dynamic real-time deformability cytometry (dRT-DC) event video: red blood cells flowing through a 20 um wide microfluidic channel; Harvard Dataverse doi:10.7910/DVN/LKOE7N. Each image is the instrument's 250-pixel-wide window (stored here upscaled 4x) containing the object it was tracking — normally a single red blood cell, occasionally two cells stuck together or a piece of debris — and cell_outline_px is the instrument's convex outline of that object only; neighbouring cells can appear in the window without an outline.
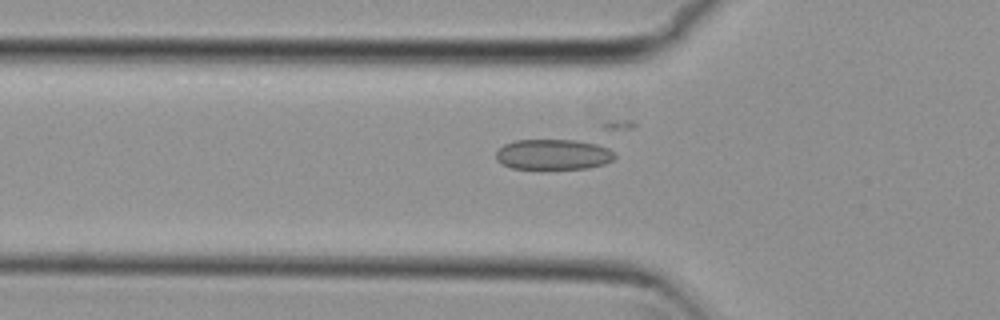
{"species": "common noctule bat (a hibernating species)", "species_latin": "Nyctalus noctula", "temperature_condition": "cold", "stored_images_in_passage": 55, "camera_frame_rate_fps": 3000, "um_per_image_px": 0.085, "animal": {"sex": "female", "body_mass_g": 29.2, "forearm_length_mm": 56.3}, "frame": {"image": 1, "passage_image": 18, "time_ms": 5.667, "image_size_px": [1000, 320], "cell_outline_px": [[616, 156], [612, 160], [604, 164], [588, 168], [512, 168], [500, 164], [496, 160], [496, 152], [504, 144], [516, 140], [576, 140], [596, 144], [608, 148]], "centroid_in_image_um": [47.0, 13.12], "position_along_channel_um": 78.8, "area_um2": 20.92}}
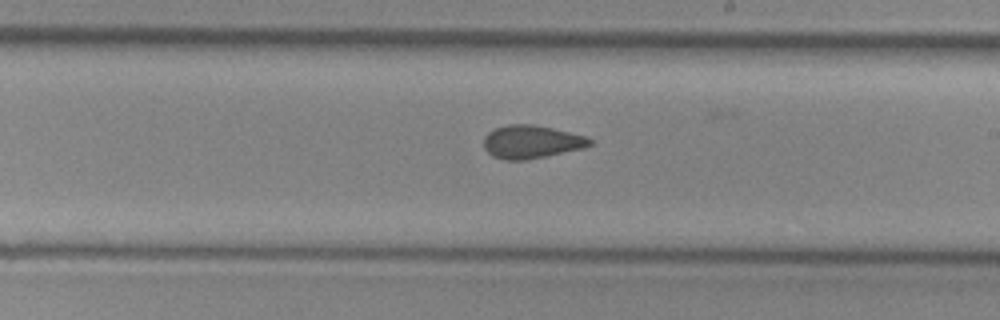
{"frame": {"image": 2, "passage_image": 31, "time_ms": 10.0, "image_size_px": [1000, 320], "cell_outline_px": [[592, 144], [584, 148], [524, 160], [504, 160], [492, 156], [484, 148], [484, 136], [488, 132], [496, 128], [508, 124], [532, 124], [552, 128], [588, 136], [592, 140]], "centroid_in_image_um": [45.17, 12.05], "position_along_channel_um": 243.8, "area_um2": 20.46}}
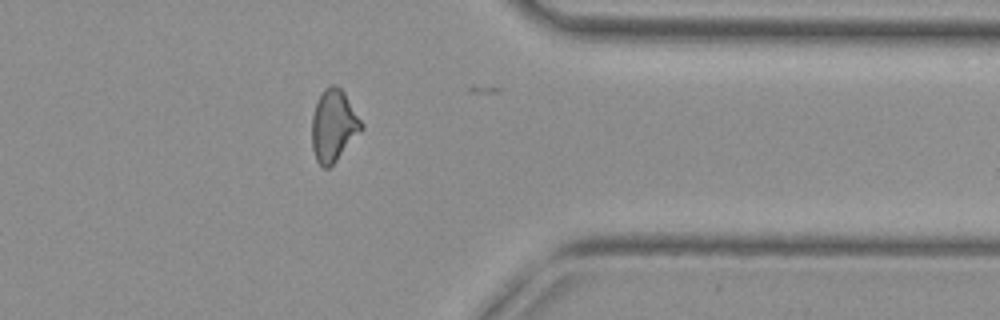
{"frame": {"image": 3, "passage_image": 43, "time_ms": 14.0, "image_size_px": [1000, 320], "cell_outline_px": [[364, 128], [336, 160], [328, 168], [324, 168], [316, 160], [312, 148], [312, 116], [316, 104], [324, 88], [332, 84], [336, 84], [344, 92], [364, 124]], "centroid_in_image_um": [28.36, 10.66], "position_along_channel_um": 383.0, "area_um2": 20.58}, "authors_computed_cell_mechanics": {"area_um2": 20.6346, "velocity_mm_per_s": 3.7965, "shape_relaxation_time_tau1_ms": null, "shape_relaxation_time_tau2_ms": 1.9958, "deformation_change_tau1": null, "deformation_change_tau2": 0.08}}